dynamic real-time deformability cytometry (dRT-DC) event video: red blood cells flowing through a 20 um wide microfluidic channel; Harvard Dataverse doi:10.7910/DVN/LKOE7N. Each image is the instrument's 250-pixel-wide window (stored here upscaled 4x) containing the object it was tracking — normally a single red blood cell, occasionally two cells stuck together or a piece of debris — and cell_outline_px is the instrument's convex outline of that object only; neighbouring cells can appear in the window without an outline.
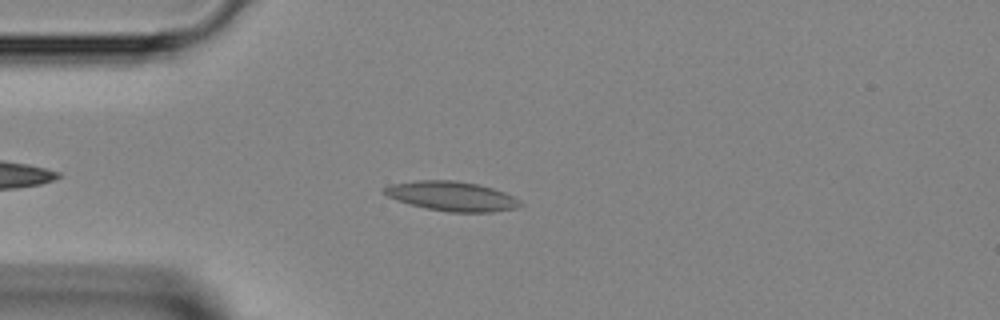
{"species": "Egyptian fruit bat (a non-hibernating species)", "species_latin": "Rousettus aegyptiacus", "temperature_condition": "room temperature", "stored_images_in_passage": 40, "camera_frame_rate_fps": 3000, "um_per_image_px": 0.085, "animal": {"sex": "female"}, "frame": {"image": 1, "passage_image": 7, "time_ms": 2.0, "image_size_px": [1000, 320], "cell_outline_px": [[524, 204], [516, 208], [492, 212], [448, 212], [428, 208], [412, 204], [388, 196], [380, 192], [384, 188], [392, 184], [416, 180], [456, 180], [480, 184], [504, 192], [520, 200]], "centroid_in_image_um": [38.44, 16.66], "position_along_channel_um": 46.6, "area_um2": 23.29}}
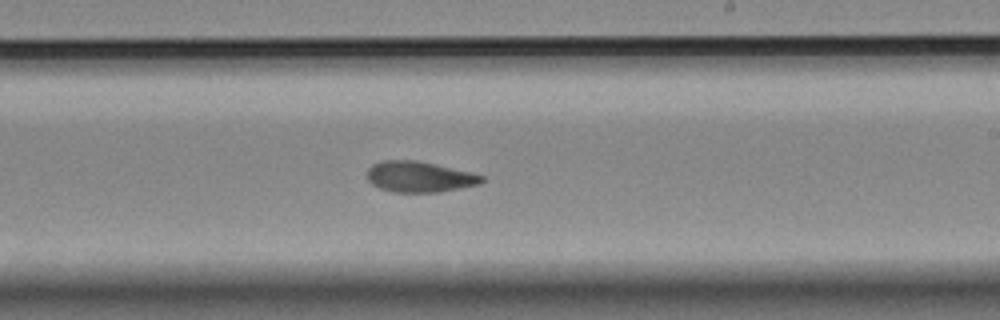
{"frame": {"image": 2, "passage_image": 22, "time_ms": 7.0, "image_size_px": [1000, 320], "cell_outline_px": [[484, 180], [480, 184], [440, 192], [392, 192], [380, 188], [372, 184], [368, 180], [368, 168], [372, 164], [384, 160], [416, 160], [436, 164], [472, 172], [484, 176]], "centroid_in_image_um": [35.66, 15.02], "position_along_channel_um": 253.3, "area_um2": 20.63}}
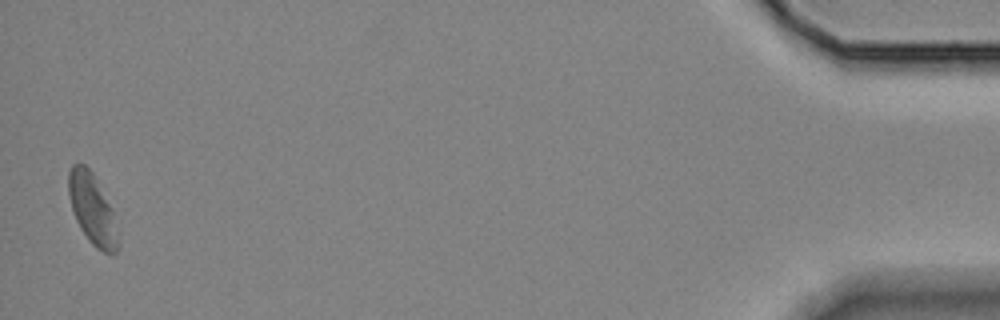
{"frame": {"image": 3, "passage_image": 40, "time_ms": 13.0, "image_size_px": [1000, 320], "cell_outline_px": [[120, 248], [112, 256], [96, 248], [88, 240], [80, 228], [76, 220], [68, 196], [68, 172], [72, 164], [84, 164], [92, 172], [112, 208], [120, 240]], "centroid_in_image_um": [7.87, 17.83], "position_along_channel_um": 427.3, "area_um2": 20.63}}